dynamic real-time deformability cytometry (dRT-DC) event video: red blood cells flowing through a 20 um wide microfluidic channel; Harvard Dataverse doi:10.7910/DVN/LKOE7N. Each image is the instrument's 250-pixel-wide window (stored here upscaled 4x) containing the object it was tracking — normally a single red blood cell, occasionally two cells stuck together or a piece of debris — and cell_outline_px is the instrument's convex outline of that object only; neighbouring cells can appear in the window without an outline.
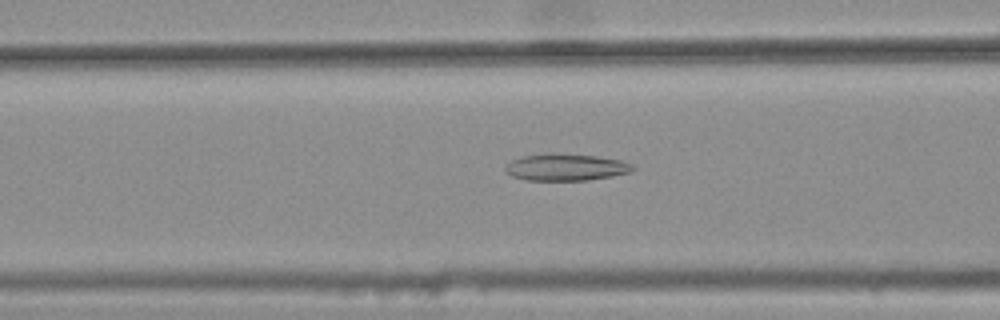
{"species": "common noctule bat (a hibernating species)", "species_latin": "Nyctalus noctula", "temperature_condition": "warm", "stored_images_in_passage": 31, "camera_frame_rate_fps": 3000, "um_per_image_px": 0.085, "animal": {"sex": "female", "body_mass_g": 25.1}, "frame": {"image": 1, "passage_image": 6, "time_ms": 1.667, "image_size_px": [1000, 320], "cell_outline_px": [[636, 168], [632, 172], [612, 176], [588, 180], [524, 180], [512, 176], [504, 172], [504, 168], [512, 160], [524, 156], [552, 152], [596, 156], [620, 160], [632, 164]], "centroid_in_image_um": [48.1, 14.21], "position_along_channel_um": 118.5, "area_um2": 20.11}}
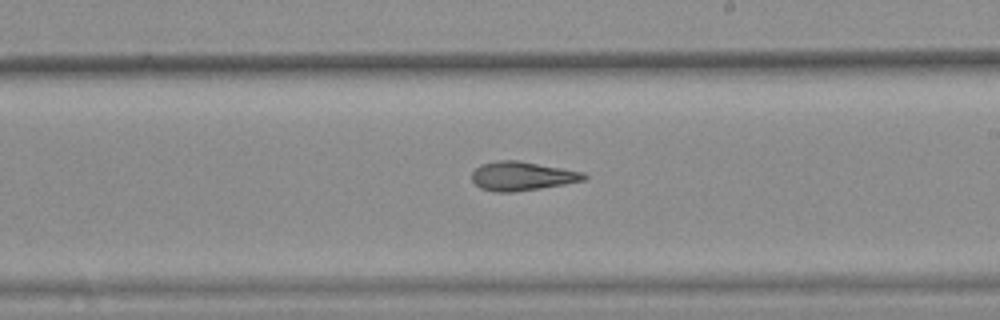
{"frame": {"image": 2, "passage_image": 16, "time_ms": 5.0, "image_size_px": [1000, 320], "cell_outline_px": [[588, 176], [584, 180], [564, 184], [540, 188], [512, 192], [496, 192], [480, 188], [472, 180], [472, 172], [480, 164], [496, 160], [516, 160], [584, 172]], "centroid_in_image_um": [44.35, 14.96], "position_along_channel_um": 244.7, "area_um2": 18.79}}
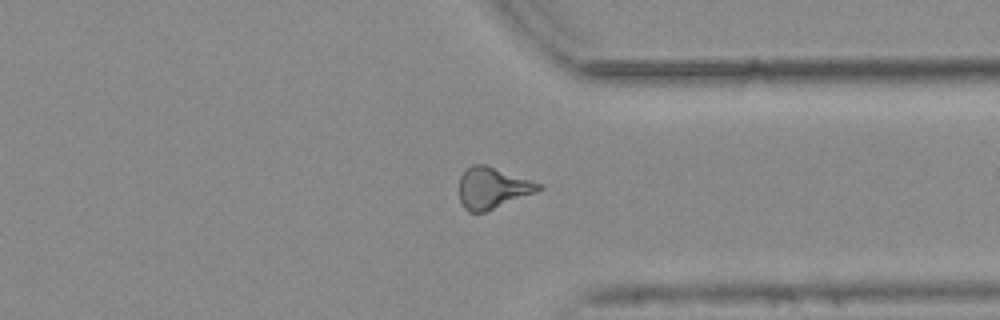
{"frame": {"image": 3, "passage_image": 26, "time_ms": 8.333, "image_size_px": [1000, 320], "cell_outline_px": [[544, 188], [536, 192], [484, 212], [468, 212], [464, 208], [460, 200], [460, 176], [464, 168], [472, 164], [484, 164], [544, 184]], "centroid_in_image_um": [41.86, 15.96], "position_along_channel_um": 369.5, "area_um2": 19.13}, "authors_computed_cell_mechanics": {"area_um2": 18.8428, "velocity_mm_per_s": 3.7881, "shape_relaxation_time_tau1_ms": null, "shape_relaxation_time_tau2_ms": 4.0483, "deformation_change_tau1": null, "deformation_change_tau2": 0.1404}}